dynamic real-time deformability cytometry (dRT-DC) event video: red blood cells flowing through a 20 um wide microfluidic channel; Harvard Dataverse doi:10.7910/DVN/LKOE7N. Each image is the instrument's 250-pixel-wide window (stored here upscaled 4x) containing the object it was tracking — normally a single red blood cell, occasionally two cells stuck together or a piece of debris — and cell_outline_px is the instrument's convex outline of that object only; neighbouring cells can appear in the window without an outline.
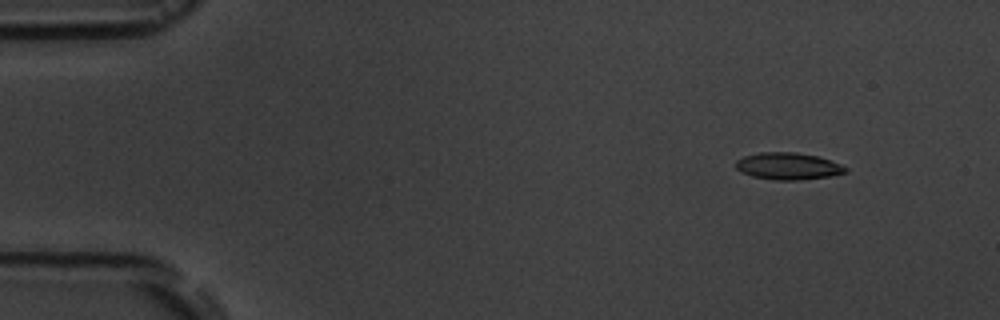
{"species": "common noctule bat (a hibernating species)", "species_latin": "Nyctalus noctula", "temperature_condition": "room temperature", "stored_images_in_passage": 6, "camera_frame_rate_fps": 3000, "um_per_image_px": 0.085, "animal": {"sex": "male", "body_mass_g": 19.5, "forearm_length_mm": 54.6}, "frame": {"image": 1, "passage_image": 2, "time_ms": 1.333, "image_size_px": [1000, 320], "cell_outline_px": [[848, 172], [828, 176], [800, 180], [772, 180], [752, 176], [740, 172], [736, 168], [736, 160], [744, 156], [760, 152], [796, 152], [816, 156], [840, 164], [848, 168]], "centroid_in_image_um": [66.95, 14.12], "position_along_channel_um": 18.0, "area_um2": 17.22}}
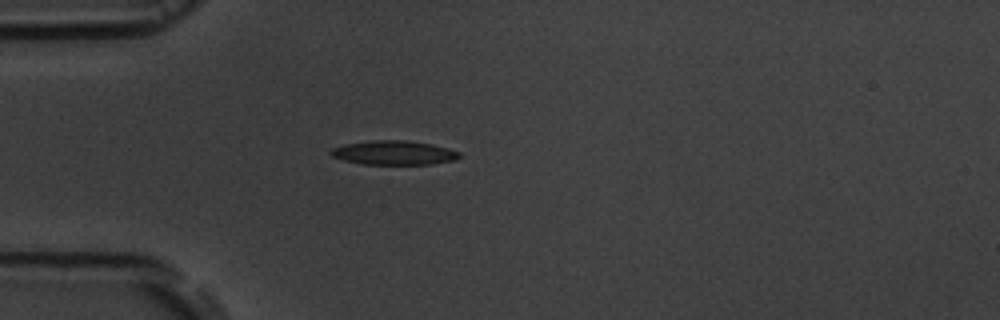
{"frame": {"image": 2, "passage_image": 5, "time_ms": 4.667, "image_size_px": [1000, 320], "cell_outline_px": [[460, 156], [456, 160], [432, 164], [364, 164], [344, 160], [332, 156], [328, 152], [332, 148], [344, 144], [372, 140], [408, 140], [432, 144], [448, 148], [460, 152]], "centroid_in_image_um": [33.49, 12.98], "position_along_channel_um": 51.5, "area_um2": 18.15}}